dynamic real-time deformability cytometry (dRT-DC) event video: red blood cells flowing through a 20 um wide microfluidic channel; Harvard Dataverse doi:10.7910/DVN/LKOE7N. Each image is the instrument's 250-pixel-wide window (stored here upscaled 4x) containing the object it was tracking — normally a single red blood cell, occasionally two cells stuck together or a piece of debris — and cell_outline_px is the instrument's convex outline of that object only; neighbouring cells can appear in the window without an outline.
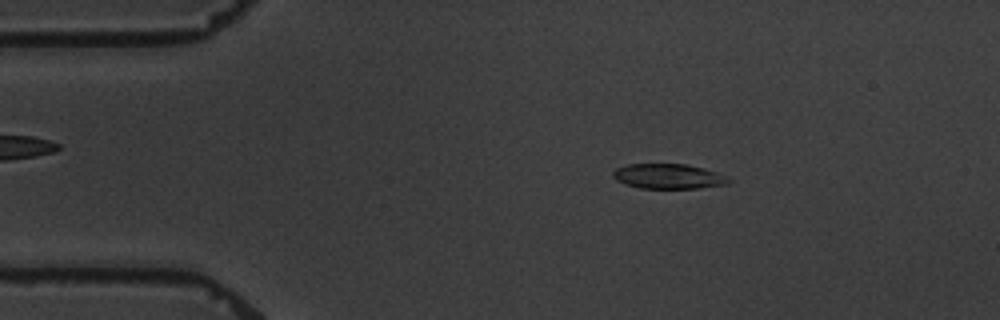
{"species": "common noctule bat (a hibernating species)", "species_latin": "Nyctalus noctula", "temperature_condition": "warm", "stored_images_in_passage": 4, "camera_frame_rate_fps": 3000, "um_per_image_px": 0.085, "animal": {"sex": "male", "body_mass_g": 19.5, "forearm_length_mm": 54.6}, "frame": {"image": 1, "passage_image": 2, "time_ms": 1.0, "image_size_px": [1000, 320], "cell_outline_px": [[732, 180], [728, 184], [696, 188], [640, 188], [616, 180], [612, 176], [612, 172], [616, 168], [628, 164], [684, 164], [704, 168], [716, 172]], "centroid_in_image_um": [56.8, 14.98], "position_along_channel_um": 28.2, "area_um2": 16.65}}
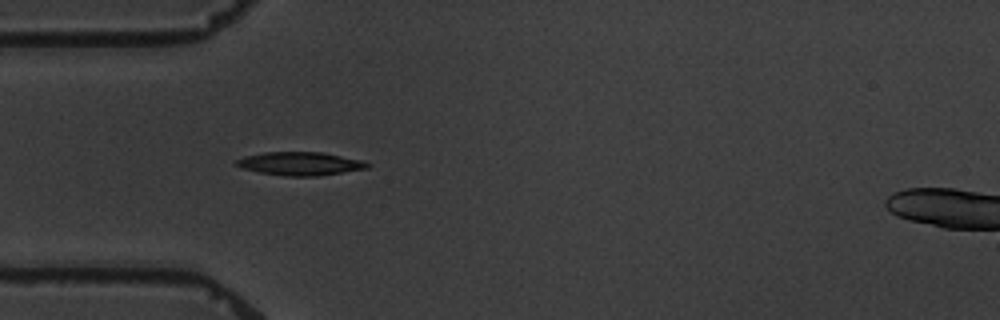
{"frame": {"image": 2, "passage_image": 4, "time_ms": 3.333, "image_size_px": [1000, 320], "cell_outline_px": [[372, 164], [368, 168], [320, 176], [284, 176], [260, 172], [240, 168], [232, 164], [236, 160], [244, 156], [264, 152], [324, 152], [364, 160]], "centroid_in_image_um": [25.52, 13.91], "position_along_channel_um": 59.5, "area_um2": 18.15}}